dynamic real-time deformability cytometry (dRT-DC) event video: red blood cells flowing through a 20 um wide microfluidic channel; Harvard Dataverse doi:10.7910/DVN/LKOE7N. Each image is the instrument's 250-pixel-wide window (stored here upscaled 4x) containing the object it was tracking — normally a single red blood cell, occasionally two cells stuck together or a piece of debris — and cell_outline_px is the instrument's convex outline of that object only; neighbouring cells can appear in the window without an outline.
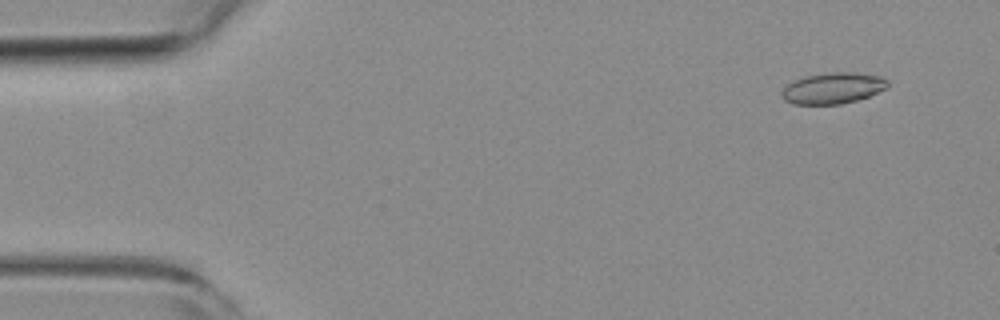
{"species": "common noctule bat (a hibernating species)", "species_latin": "Nyctalus noctula", "temperature_condition": "room temperature", "stored_images_in_passage": 34, "camera_frame_rate_fps": 3000, "um_per_image_px": 0.085, "animal": {"sex": "female", "body_mass_g": 19.3, "forearm_length_mm": 54.1}, "frame": {"image": 1, "passage_image": 4, "time_ms": 1.0, "image_size_px": [1000, 320], "cell_outline_px": [[888, 88], [868, 96], [856, 100], [840, 104], [792, 104], [784, 100], [780, 96], [780, 92], [792, 80], [804, 76], [828, 72], [856, 72], [880, 76], [888, 80]], "centroid_in_image_um": [70.77, 7.48], "position_along_channel_um": 14.2, "area_um2": 19.42}}
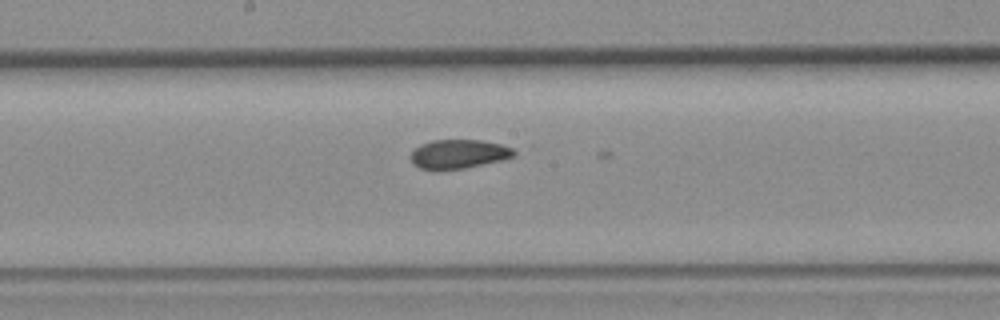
{"frame": {"image": 2, "passage_image": 28, "time_ms": 9.0, "image_size_px": [1000, 320], "cell_outline_px": [[516, 156], [500, 160], [464, 168], [420, 168], [412, 164], [412, 152], [420, 144], [432, 140], [480, 140], [500, 144], [512, 148], [516, 152]], "centroid_in_image_um": [39.01, 13.06], "position_along_channel_um": 209.2, "area_um2": 16.99}}
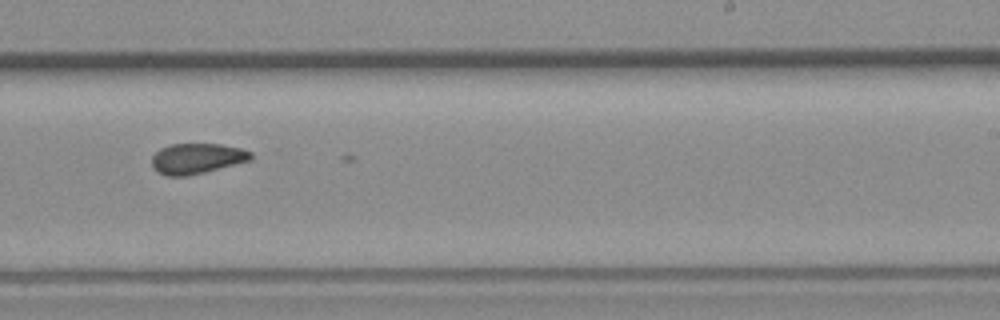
{"frame": {"image": 3, "passage_image": 33, "time_ms": 10.667, "image_size_px": [1000, 320], "cell_outline_px": [[252, 160], [188, 176], [168, 176], [152, 168], [152, 156], [160, 148], [168, 144], [220, 144], [240, 148], [252, 152]], "centroid_in_image_um": [16.73, 13.47], "position_along_channel_um": 272.3, "area_um2": 17.57}}